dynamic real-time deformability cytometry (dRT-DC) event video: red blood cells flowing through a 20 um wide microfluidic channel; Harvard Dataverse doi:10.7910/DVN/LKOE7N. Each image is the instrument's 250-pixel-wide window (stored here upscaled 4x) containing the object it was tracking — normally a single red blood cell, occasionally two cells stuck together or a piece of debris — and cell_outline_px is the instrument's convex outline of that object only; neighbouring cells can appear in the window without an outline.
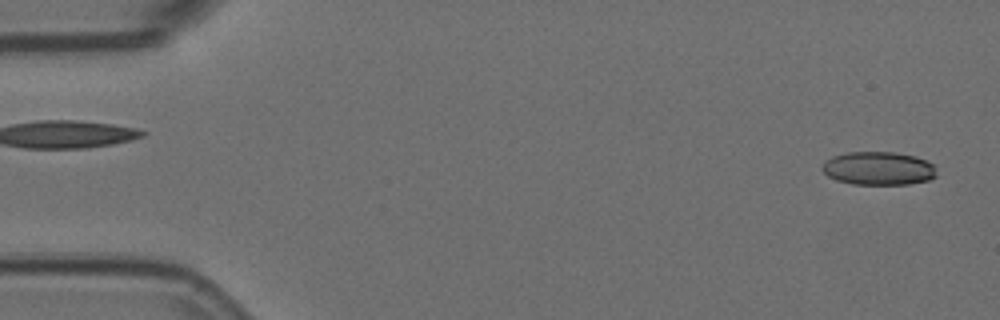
{"species": "Egyptian fruit bat (a non-hibernating species)", "species_latin": "Rousettus aegyptiacus", "temperature_condition": "room temperature", "stored_images_in_passage": 4, "segment_of_instrument_passage": [2, 2], "camera_frame_rate_fps": 3000, "um_per_image_px": 0.085, "animal": {"sex": "female"}, "frame": {"image": 1, "passage_image": 4, "time_ms": 1.0, "image_size_px": [1000, 320], "cell_outline_px": [[936, 176], [928, 180], [908, 184], [852, 184], [836, 180], [828, 176], [820, 168], [832, 156], [848, 152], [896, 152], [916, 156], [936, 164]], "centroid_in_image_um": [74.71, 14.31], "position_along_channel_um": 10.3, "area_um2": 22.37}}